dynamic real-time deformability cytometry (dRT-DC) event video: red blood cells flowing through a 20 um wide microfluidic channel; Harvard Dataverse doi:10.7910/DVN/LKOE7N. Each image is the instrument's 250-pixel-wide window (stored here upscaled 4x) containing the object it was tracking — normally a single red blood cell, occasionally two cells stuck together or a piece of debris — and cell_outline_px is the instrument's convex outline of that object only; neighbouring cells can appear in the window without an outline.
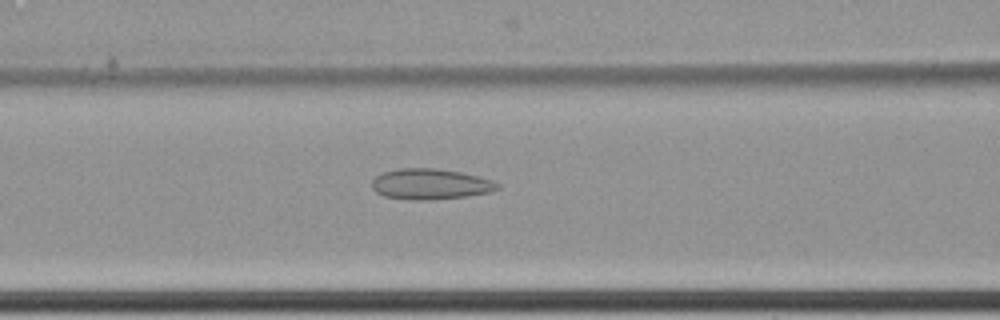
{"species": "common noctule bat (a hibernating species)", "species_latin": "Nyctalus noctula", "temperature_condition": "cold", "stored_images_in_passage": 58, "camera_frame_rate_fps": 3000, "um_per_image_px": 0.085, "animal": {"sex": "female", "body_mass_g": 22.7, "forearm_length_mm": 54.2}, "frame": {"image": 1, "passage_image": 24, "time_ms": 7.667, "image_size_px": [1000, 320], "cell_outline_px": [[500, 188], [492, 192], [468, 196], [428, 200], [412, 200], [384, 196], [376, 192], [372, 188], [372, 180], [376, 176], [384, 172], [400, 168], [432, 168], [460, 172], [492, 180], [500, 184]], "centroid_in_image_um": [36.59, 15.66], "position_along_channel_um": 130.0, "area_um2": 22.43}}
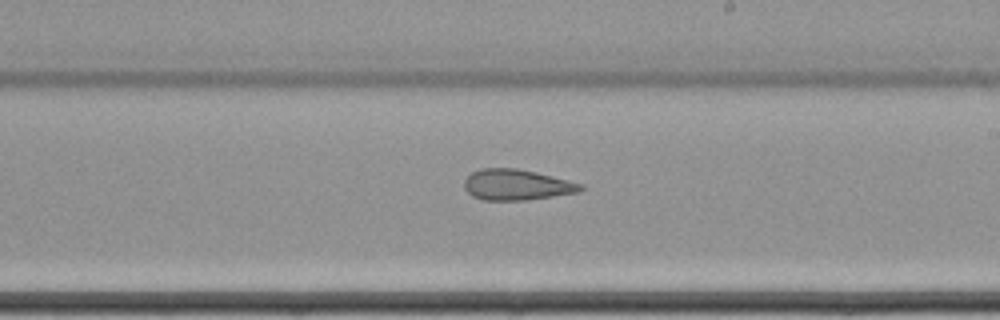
{"frame": {"image": 2, "passage_image": 34, "time_ms": 11.0, "image_size_px": [1000, 320], "cell_outline_px": [[584, 188], [580, 192], [524, 200], [484, 200], [472, 196], [464, 188], [464, 180], [472, 172], [480, 168], [516, 168], [536, 172], [584, 184]], "centroid_in_image_um": [43.91, 15.7], "position_along_channel_um": 245.1, "area_um2": 20.87}}
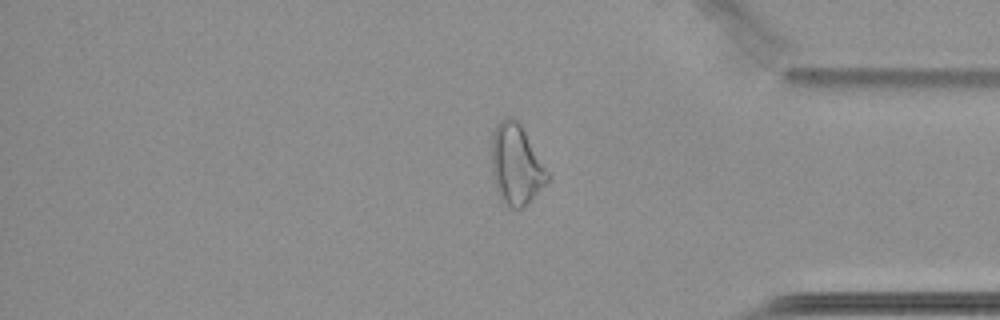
{"frame": {"image": 3, "passage_image": 48, "time_ms": 15.667, "image_size_px": [1000, 320], "cell_outline_px": [[552, 176], [520, 208], [508, 208], [504, 204], [496, 188], [492, 172], [492, 132], [496, 124], [500, 120], [508, 116], [512, 116], [520, 124]], "centroid_in_image_um": [43.86, 13.94], "position_along_channel_um": 391.3, "area_um2": 25.89}, "authors_computed_cell_mechanics": {"area_um2": 26.01, "velocity_mm_per_s": 3.459, "shape_relaxation_time_tau1_ms": null, "shape_relaxation_time_tau2_ms": 3.3141, "deformation_change_tau1": null, "deformation_change_tau2": 0.1044}}